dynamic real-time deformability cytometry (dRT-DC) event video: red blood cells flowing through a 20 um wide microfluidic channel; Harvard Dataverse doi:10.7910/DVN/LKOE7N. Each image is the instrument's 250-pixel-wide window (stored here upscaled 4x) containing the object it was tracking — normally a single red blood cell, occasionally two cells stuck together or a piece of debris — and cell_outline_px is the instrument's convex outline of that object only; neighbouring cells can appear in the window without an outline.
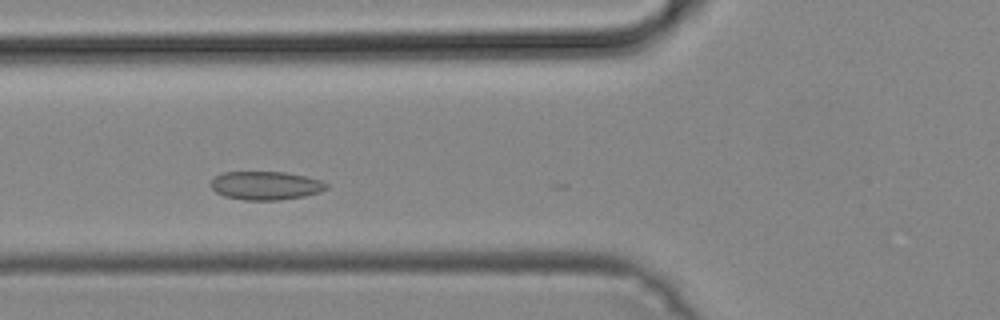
{"species": "common noctule bat (a hibernating species)", "species_latin": "Nyctalus noctula", "temperature_condition": "cold", "stored_images_in_passage": 14, "camera_frame_rate_fps": 3000, "um_per_image_px": 0.085, "animal": {"sex": "male", "body_mass_g": 19.2, "forearm_length_mm": 51.8}, "frame": {"image": 1, "passage_image": 11, "time_ms": 3.333, "image_size_px": [1000, 320], "cell_outline_px": [[328, 188], [320, 192], [304, 196], [280, 200], [244, 200], [224, 196], [216, 192], [212, 188], [212, 180], [216, 176], [224, 172], [284, 172], [304, 176], [320, 180], [328, 184]], "centroid_in_image_um": [22.6, 15.78], "position_along_channel_um": 103.2, "area_um2": 19.07}}